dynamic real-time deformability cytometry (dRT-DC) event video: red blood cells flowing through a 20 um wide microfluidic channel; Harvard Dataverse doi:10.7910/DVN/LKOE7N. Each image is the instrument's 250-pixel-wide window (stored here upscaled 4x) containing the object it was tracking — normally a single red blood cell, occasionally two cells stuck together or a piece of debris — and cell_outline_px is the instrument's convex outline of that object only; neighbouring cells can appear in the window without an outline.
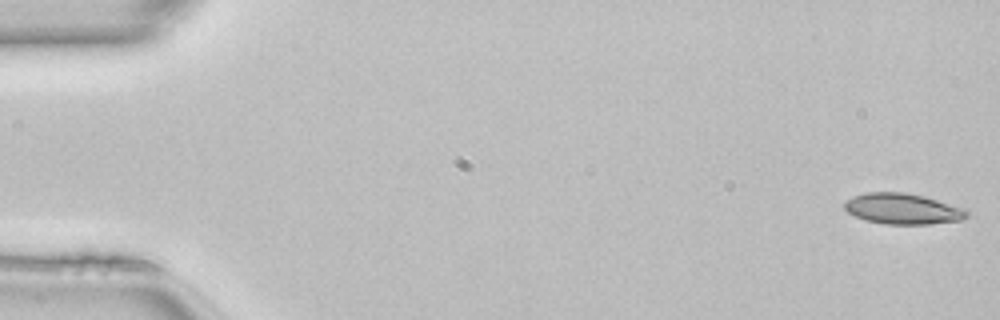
{"species": "common noctule bat (a hibernating species)", "species_latin": "Nyctalus noctula", "temperature_condition": "room temperature", "stored_images_in_passage": 16, "camera_frame_rate_fps": 3000, "um_per_image_px": 0.085, "animal": {"sex": "female", "body_mass_g": 22.7, "forearm_length_mm": 54.2}, "frame": {"image": 1, "passage_image": 1, "time_ms": 0.0, "image_size_px": [1000, 320], "cell_outline_px": [[968, 216], [960, 220], [928, 224], [884, 224], [864, 220], [848, 212], [844, 208], [844, 200], [852, 196], [868, 192], [904, 192], [924, 196], [968, 208]], "centroid_in_image_um": [76.74, 17.74], "position_along_channel_um": 8.3, "area_um2": 22.2}}
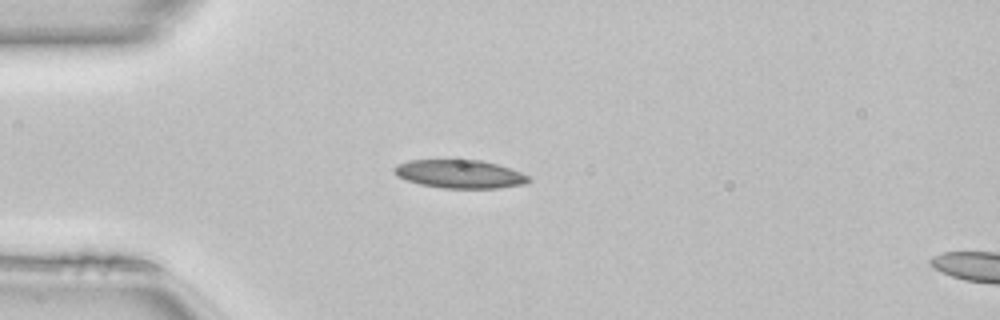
{"frame": {"image": 2, "passage_image": 13, "time_ms": 4.0, "image_size_px": [1000, 320], "cell_outline_px": [[532, 180], [524, 184], [500, 188], [440, 188], [420, 184], [396, 176], [392, 168], [396, 164], [408, 160], [480, 160], [496, 164], [520, 172], [528, 176]], "centroid_in_image_um": [39.05, 14.79], "position_along_channel_um": 46.0, "area_um2": 22.2}}